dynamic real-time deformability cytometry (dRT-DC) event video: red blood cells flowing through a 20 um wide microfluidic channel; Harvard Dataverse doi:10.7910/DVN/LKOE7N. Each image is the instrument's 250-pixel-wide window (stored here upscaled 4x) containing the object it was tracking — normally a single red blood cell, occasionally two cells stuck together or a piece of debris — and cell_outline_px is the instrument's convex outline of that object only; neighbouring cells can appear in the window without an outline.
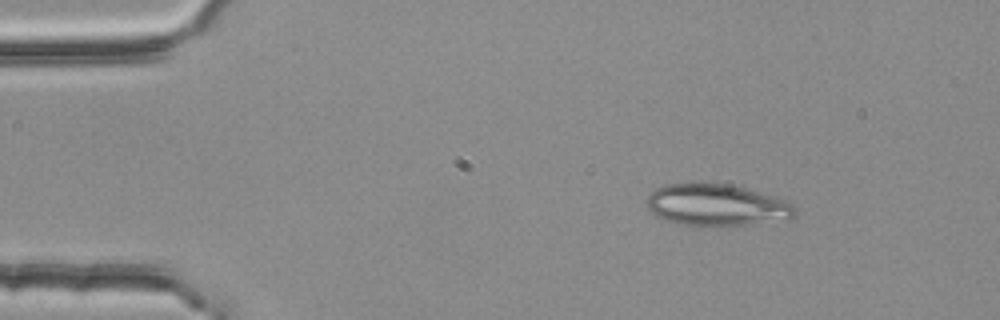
{"species": "common noctule bat (a hibernating species)", "species_latin": "Nyctalus noctula", "temperature_condition": "room temperature", "stored_images_in_passage": 3, "camera_frame_rate_fps": 3000, "um_per_image_px": 0.085, "animal": {"sex": "female", "body_mass_g": 25.1}, "frame": {"image": 1, "passage_image": 1, "time_ms": 0.0, "image_size_px": [1000, 320], "cell_outline_px": [[796, 212], [788, 220], [748, 224], [672, 224], [656, 216], [648, 208], [648, 196], [656, 188], [668, 184], [728, 184], [792, 200], [796, 208]], "centroid_in_image_um": [60.98, 17.42], "position_along_channel_um": 24.0, "area_um2": 35.66}}